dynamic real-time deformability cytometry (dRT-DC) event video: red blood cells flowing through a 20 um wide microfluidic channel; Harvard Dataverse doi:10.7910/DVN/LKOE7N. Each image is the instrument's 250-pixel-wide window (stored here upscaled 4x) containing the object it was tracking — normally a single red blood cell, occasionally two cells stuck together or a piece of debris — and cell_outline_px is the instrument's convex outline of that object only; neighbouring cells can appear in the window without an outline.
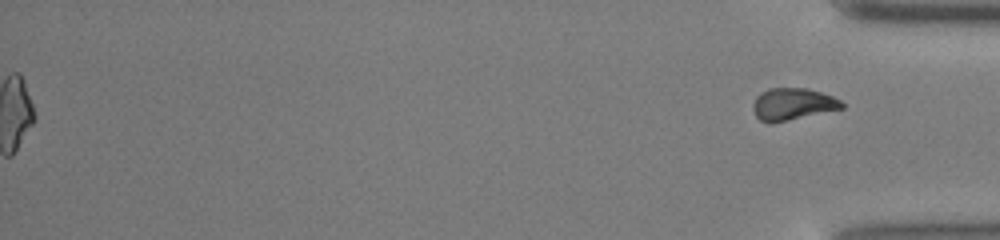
{"species": "common noctule bat (a hibernating species)", "species_latin": "Nyctalus noctula", "temperature_condition": "cold", "stored_images_in_passage": 50, "segment_of_instrument_passage": [2, 2], "camera_frame_rate_fps": 3000, "um_per_image_px": 0.085, "animal": {"sex": "male", "body_mass_g": 13.0, "forearm_length_mm": 53.1}, "frame": {"image": 1, "passage_image": 50, "time_ms": 16.333, "image_size_px": [1000, 240], "cell_outline_px": [[844, 108], [772, 124], [768, 124], [760, 120], [756, 116], [752, 108], [752, 104], [756, 96], [760, 92], [768, 88], [808, 88], [832, 96], [840, 100], [844, 104]], "centroid_in_image_um": [67.34, 8.86], "position_along_channel_um": 367.9, "area_um2": 16.82}}